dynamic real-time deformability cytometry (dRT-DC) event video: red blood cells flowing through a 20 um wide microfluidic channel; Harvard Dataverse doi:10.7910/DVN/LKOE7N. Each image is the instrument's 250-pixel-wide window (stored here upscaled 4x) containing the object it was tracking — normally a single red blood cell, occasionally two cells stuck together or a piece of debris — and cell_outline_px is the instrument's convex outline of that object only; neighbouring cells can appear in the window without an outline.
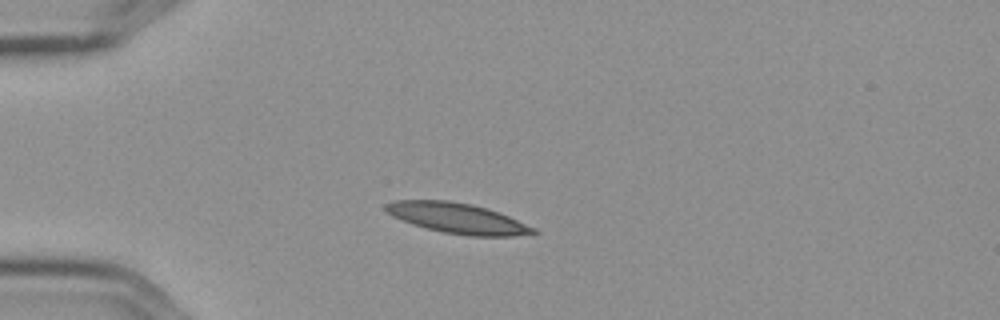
{"species": "Egyptian fruit bat (a non-hibernating species)", "species_latin": "Rousettus aegyptiacus", "temperature_condition": "cold", "stored_images_in_passage": 13, "camera_frame_rate_fps": 3000, "um_per_image_px": 0.085, "frame": {"image": 1, "passage_image": 2, "time_ms": 0.333, "image_size_px": [1000, 320], "cell_outline_px": [[540, 232], [512, 236], [468, 236], [444, 232], [412, 224], [392, 216], [384, 208], [384, 204], [392, 200], [448, 200], [472, 204], [508, 216], [536, 228]], "centroid_in_image_um": [38.86, 18.54], "position_along_channel_um": 46.1, "area_um2": 25.89}}
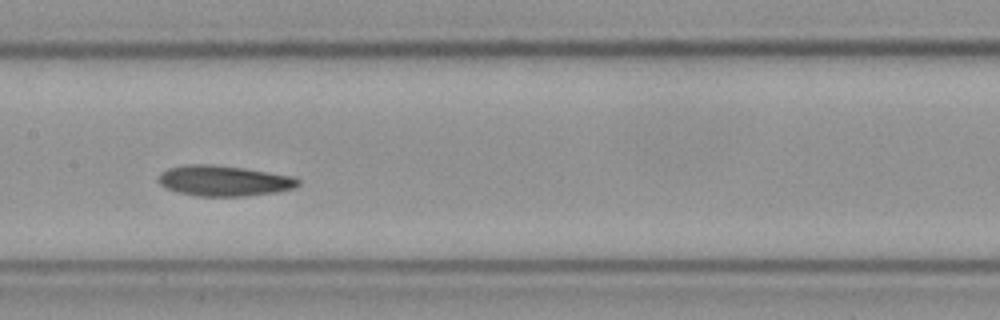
{"frame": {"image": 2, "passage_image": 6, "time_ms": 1.667, "image_size_px": [1000, 320], "cell_outline_px": [[300, 184], [296, 188], [276, 192], [248, 196], [196, 196], [180, 192], [168, 188], [160, 184], [160, 172], [168, 168], [188, 164], [212, 164], [244, 168], [292, 176], [300, 180]], "centroid_in_image_um": [19.08, 15.36], "position_along_channel_um": 188.3, "area_um2": 24.8}}
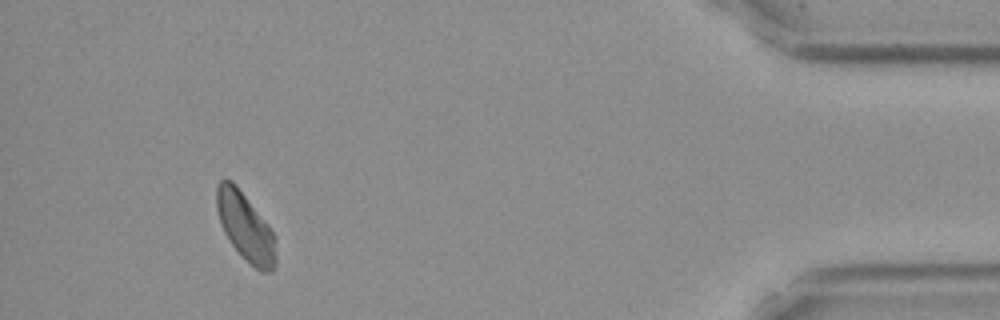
{"frame": {"image": 3, "passage_image": 12, "time_ms": 3.667, "image_size_px": [1000, 320], "cell_outline_px": [[276, 264], [272, 272], [260, 272], [232, 244], [224, 232], [216, 208], [216, 188], [220, 180], [232, 180], [236, 184], [264, 220], [276, 236]], "centroid_in_image_um": [20.88, 19.28], "position_along_channel_um": 414.3, "area_um2": 23.18}}